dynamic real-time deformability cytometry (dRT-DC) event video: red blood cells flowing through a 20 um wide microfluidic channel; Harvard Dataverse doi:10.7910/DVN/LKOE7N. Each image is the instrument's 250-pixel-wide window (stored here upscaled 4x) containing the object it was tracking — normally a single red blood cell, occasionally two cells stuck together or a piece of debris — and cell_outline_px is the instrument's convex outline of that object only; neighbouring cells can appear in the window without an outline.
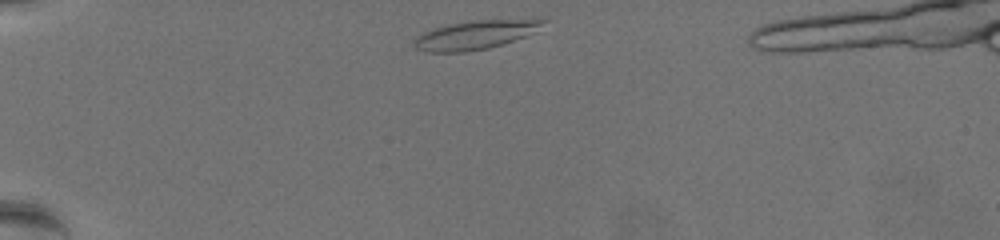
{"species": "common noctule bat (a hibernating species)", "species_latin": "Nyctalus noctula", "temperature_condition": "warm", "stored_images_in_passage": 40, "camera_frame_rate_fps": 3000, "um_per_image_px": 0.085, "animal": {"sex": "female", "body_mass_g": 19.5, "forearm_length_mm": 54.1}, "frame": {"image": 1, "passage_image": 2, "time_ms": 0.333, "image_size_px": [1000, 240], "cell_outline_px": [[548, 20], [536, 32], [488, 48], [464, 52], [428, 52], [416, 48], [412, 44], [416, 36], [432, 28], [448, 24], [472, 20], [540, 16], [548, 16]], "centroid_in_image_um": [40.54, 2.89], "position_along_channel_um": 44.5, "area_um2": 22.54}}
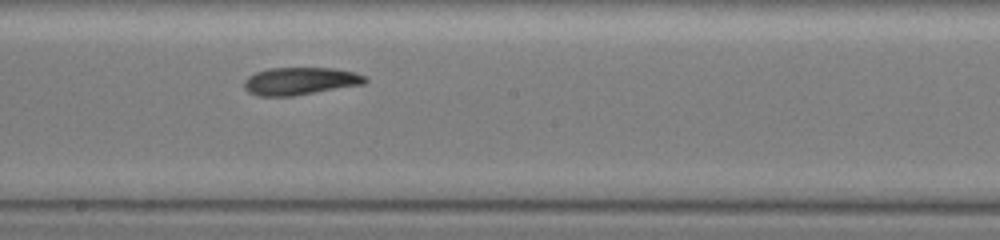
{"frame": {"image": 2, "passage_image": 22, "time_ms": 7.0, "image_size_px": [1000, 240], "cell_outline_px": [[368, 80], [364, 84], [292, 96], [260, 96], [248, 92], [244, 88], [244, 80], [248, 76], [256, 72], [268, 68], [332, 68], [352, 72], [368, 76]], "centroid_in_image_um": [25.5, 6.89], "position_along_channel_um": 222.7, "area_um2": 19.42}}
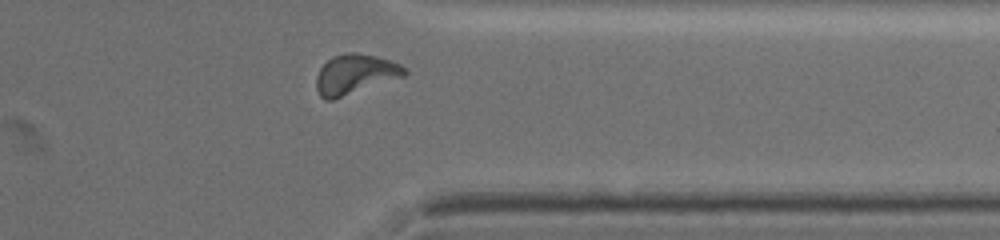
{"frame": {"image": 3, "passage_image": 36, "time_ms": 11.667, "image_size_px": [1000, 240], "cell_outline_px": [[408, 72], [404, 76], [332, 100], [324, 100], [320, 96], [316, 88], [316, 76], [320, 68], [332, 56], [348, 52], [356, 52], [376, 56], [400, 64]], "centroid_in_image_um": [30.15, 6.31], "position_along_channel_um": 381.3, "area_um2": 20.35}, "authors_computed_cell_mechanics": {"area_um2": 19.5942, "velocity_mm_per_s": 3.4241, "shape_relaxation_time_tau1_ms": 6.5687, "shape_relaxation_time_tau2_ms": 4.2811, "deformation_change_tau1": 0.1816, "deformation_change_tau2": 0.0836}}